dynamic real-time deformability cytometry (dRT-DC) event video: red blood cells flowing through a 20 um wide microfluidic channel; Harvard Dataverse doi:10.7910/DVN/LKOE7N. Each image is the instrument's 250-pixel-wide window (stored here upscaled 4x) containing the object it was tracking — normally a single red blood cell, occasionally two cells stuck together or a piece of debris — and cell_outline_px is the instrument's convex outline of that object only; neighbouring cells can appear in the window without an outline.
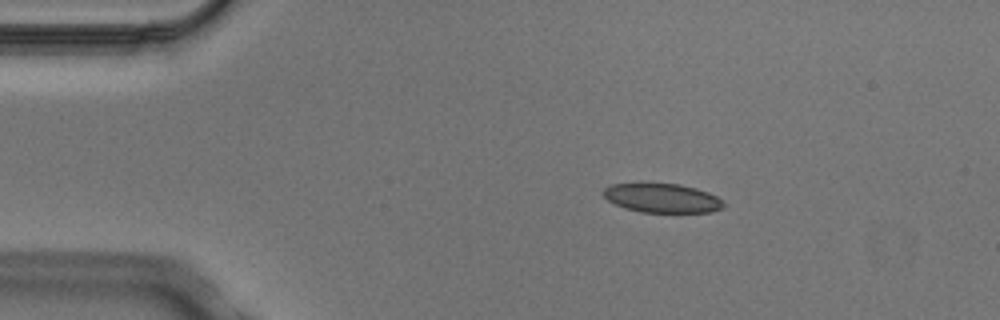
{"species": "Egyptian fruit bat (a non-hibernating species)", "species_latin": "Rousettus aegyptiacus", "temperature_condition": "cold", "stored_images_in_passage": 8, "camera_frame_rate_fps": 3000, "um_per_image_px": 0.085, "animal": {"sex": "male"}, "frame": {"image": 1, "passage_image": 2, "time_ms": 0.333, "image_size_px": [1000, 320], "cell_outline_px": [[724, 208], [712, 212], [640, 212], [624, 208], [608, 200], [600, 192], [604, 188], [612, 184], [640, 180], [680, 184], [696, 188], [708, 192], [716, 196], [724, 204]], "centroid_in_image_um": [56.2, 16.78], "position_along_channel_um": 28.8, "area_um2": 21.27}}
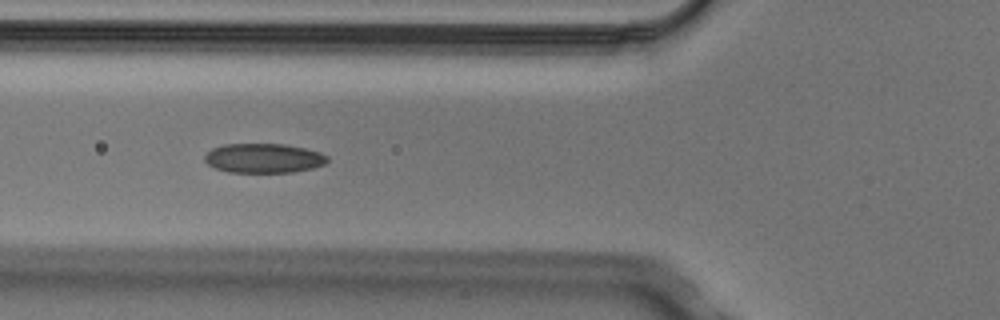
{"frame": {"image": 2, "passage_image": 5, "time_ms": 1.333, "image_size_px": [1000, 320], "cell_outline_px": [[328, 160], [324, 164], [312, 168], [292, 172], [228, 172], [216, 168], [208, 164], [204, 160], [204, 156], [212, 148], [224, 144], [284, 144], [304, 148], [320, 152], [328, 156]], "centroid_in_image_um": [22.4, 13.44], "position_along_channel_um": 103.4, "area_um2": 20.98}}
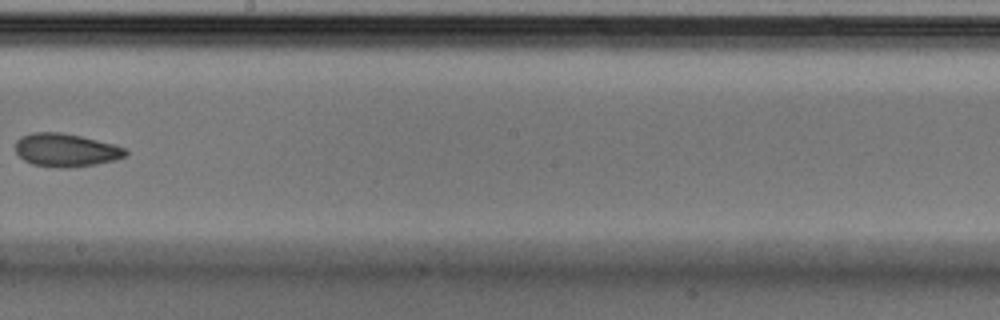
{"frame": {"image": 3, "passage_image": 8, "time_ms": 2.333, "image_size_px": [1000, 320], "cell_outline_px": [[128, 156], [116, 160], [96, 164], [72, 168], [56, 168], [32, 164], [24, 160], [16, 152], [16, 140], [20, 136], [32, 132], [60, 132], [80, 136], [128, 148]], "centroid_in_image_um": [5.62, 12.77], "position_along_channel_um": 242.6, "area_um2": 21.56}}